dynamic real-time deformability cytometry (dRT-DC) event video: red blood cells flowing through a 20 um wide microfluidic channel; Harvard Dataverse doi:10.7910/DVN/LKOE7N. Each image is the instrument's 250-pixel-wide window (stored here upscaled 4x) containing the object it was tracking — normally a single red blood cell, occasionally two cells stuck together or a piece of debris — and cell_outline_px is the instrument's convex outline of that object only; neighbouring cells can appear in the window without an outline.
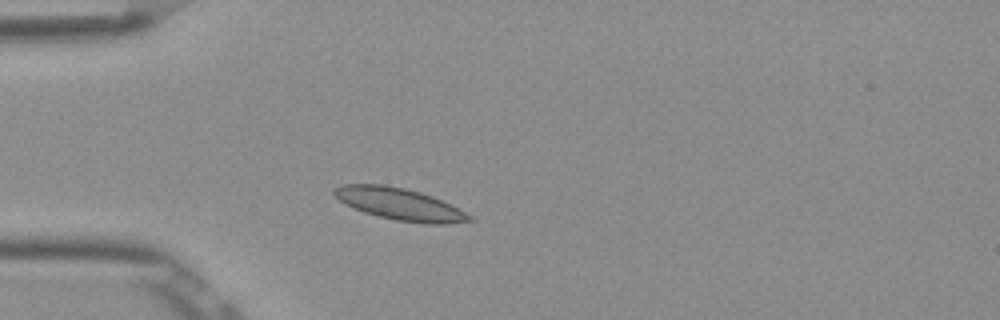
{"species": "Egyptian fruit bat (a non-hibernating species)", "species_latin": "Rousettus aegyptiacus", "temperature_condition": "room temperature", "stored_images_in_passage": 4, "camera_frame_rate_fps": 3000, "um_per_image_px": 0.085, "frame": {"image": 1, "passage_image": 3, "time_ms": 0.667, "image_size_px": [1000, 320], "cell_outline_px": [[476, 220], [448, 224], [424, 224], [396, 220], [376, 216], [352, 208], [344, 204], [332, 192], [332, 188], [344, 184], [384, 184], [404, 188], [420, 192], [432, 196], [472, 216]], "centroid_in_image_um": [33.93, 17.35], "position_along_channel_um": 51.1, "area_um2": 25.2}}